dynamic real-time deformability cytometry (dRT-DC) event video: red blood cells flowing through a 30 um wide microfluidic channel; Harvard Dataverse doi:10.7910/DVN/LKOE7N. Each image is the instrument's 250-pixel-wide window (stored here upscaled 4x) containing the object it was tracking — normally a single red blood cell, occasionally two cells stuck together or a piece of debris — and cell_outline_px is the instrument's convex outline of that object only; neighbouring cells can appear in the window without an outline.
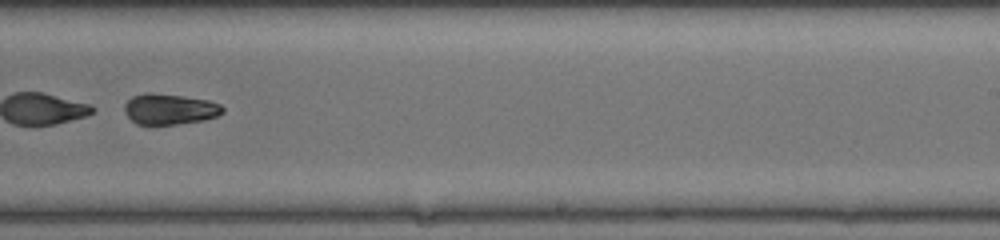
{"species": "common noctule bat (a hibernating species)", "species_latin": "Nyctalus noctula", "temperature_condition": "room temperature", "stored_images_in_passage": 49, "segment_of_instrument_passage": [2, 2], "camera_frame_rate_fps": 3000, "um_per_image_px": 0.085, "animal": {"sex": "female", "body_mass_g": 20.0, "forearm_length_mm": 54.0}, "frame": {"image": 1, "passage_image": 32, "time_ms": 10.333, "image_size_px": [1000, 240], "cell_outline_px": [[224, 112], [216, 116], [204, 120], [176, 124], [136, 124], [124, 112], [124, 104], [132, 96], [144, 92], [152, 92], [184, 96], [208, 100], [220, 104], [224, 108]], "centroid_in_image_um": [14.4, 9.26], "position_along_channel_um": 274.6, "area_um2": 17.69}}
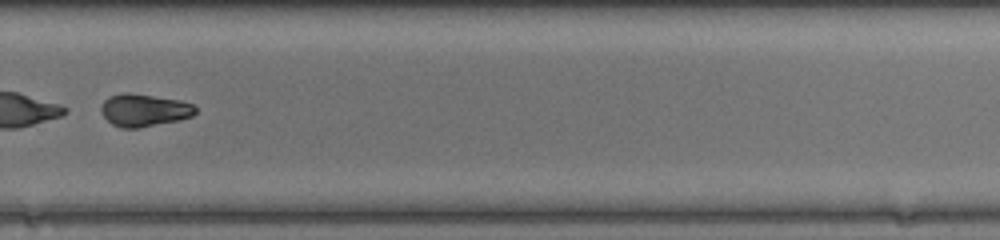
{"frame": {"image": 2, "passage_image": 35, "time_ms": 11.333, "image_size_px": [1000, 240], "cell_outline_px": [[196, 112], [192, 116], [180, 120], [140, 128], [120, 128], [112, 124], [104, 116], [100, 108], [100, 104], [108, 96], [124, 92], [128, 92], [180, 100], [192, 104], [196, 108]], "centroid_in_image_um": [12.23, 9.36], "position_along_channel_um": 317.6, "area_um2": 18.03}}